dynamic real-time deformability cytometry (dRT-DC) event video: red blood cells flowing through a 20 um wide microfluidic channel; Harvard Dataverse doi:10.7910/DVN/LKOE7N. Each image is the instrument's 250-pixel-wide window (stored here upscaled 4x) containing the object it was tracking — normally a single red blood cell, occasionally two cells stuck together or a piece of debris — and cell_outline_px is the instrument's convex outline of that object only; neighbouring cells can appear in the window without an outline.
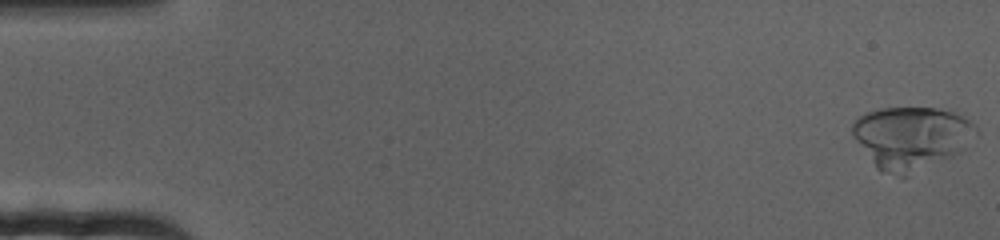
{"species": "human", "species_latin": "Homo sapiens", "temperature_condition": "cold", "stored_images_in_passage": 74, "camera_frame_rate_fps": 3000, "um_per_image_px": 0.085, "donor": {"sex": "female"}, "frame": {"image": 1, "passage_image": 1, "time_ms": 0.0, "image_size_px": [1000, 240], "cell_outline_px": [[980, 136], [960, 152], [952, 156], [908, 176], [900, 176], [880, 172], [876, 168], [852, 136], [852, 124], [864, 112], [880, 108], [936, 108], [952, 112], [964, 116], [980, 132]], "centroid_in_image_um": [77.48, 11.71], "position_along_channel_um": 7.5, "area_um2": 45.49}}
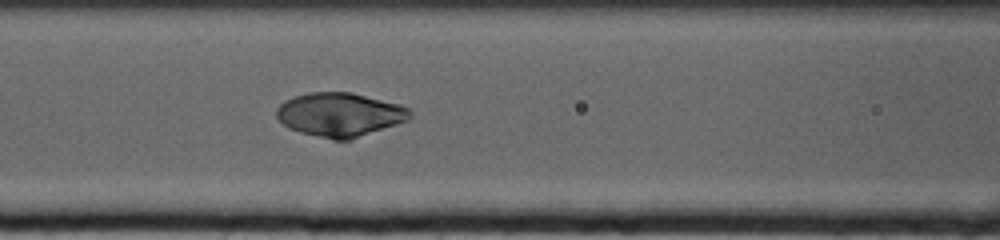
{"frame": {"image": 2, "passage_image": 32, "time_ms": 10.333, "image_size_px": [1000, 240], "cell_outline_px": [[412, 116], [408, 120], [348, 140], [332, 140], [300, 132], [288, 128], [276, 116], [276, 108], [284, 100], [292, 96], [308, 92], [352, 92], [396, 104], [408, 108], [412, 112]], "centroid_in_image_um": [28.83, 9.73], "position_along_channel_um": 137.8, "area_um2": 33.93}}
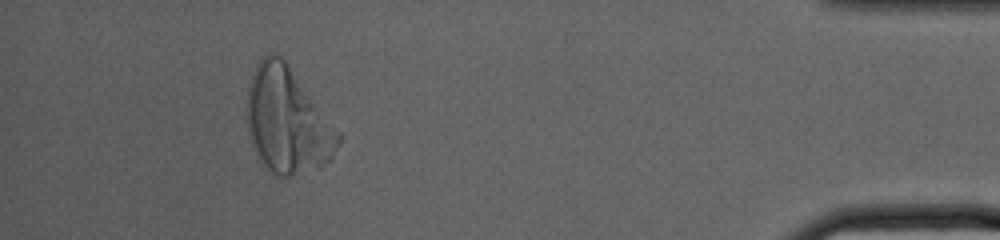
{"frame": {"image": 3, "passage_image": 68, "time_ms": 22.333, "image_size_px": [1000, 240], "cell_outline_px": [[340, 144], [332, 160], [320, 168], [292, 176], [280, 176], [272, 172], [260, 164], [256, 156], [248, 132], [248, 84], [252, 72], [260, 56], [272, 52], [280, 56], [284, 60], [340, 132]], "centroid_in_image_um": [24.42, 10.29], "position_along_channel_um": 410.8, "area_um2": 56.36}}